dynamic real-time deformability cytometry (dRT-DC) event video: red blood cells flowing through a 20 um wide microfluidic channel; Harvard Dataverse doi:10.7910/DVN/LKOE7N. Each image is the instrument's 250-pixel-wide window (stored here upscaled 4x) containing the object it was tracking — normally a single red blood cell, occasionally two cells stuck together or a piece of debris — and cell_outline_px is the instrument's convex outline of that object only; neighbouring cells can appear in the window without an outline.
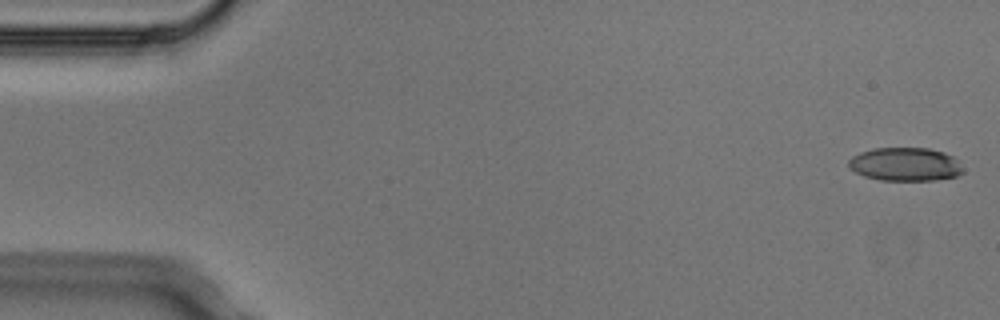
{"species": "Egyptian fruit bat (a non-hibernating species)", "species_latin": "Rousettus aegyptiacus", "temperature_condition": "cold", "stored_images_in_passage": 5, "segment_of_instrument_passage": [1, 2], "camera_frame_rate_fps": 3000, "um_per_image_px": 0.085, "animal": {"sex": "male"}, "frame": {"image": 1, "passage_image": 1, "time_ms": 0.0, "image_size_px": [1000, 320], "cell_outline_px": [[964, 172], [956, 176], [932, 180], [880, 180], [864, 176], [856, 172], [848, 164], [848, 160], [852, 156], [860, 152], [872, 148], [928, 148], [944, 152], [952, 156], [956, 160]], "centroid_in_image_um": [76.92, 13.96], "position_along_channel_um": 8.1, "area_um2": 22.14}}
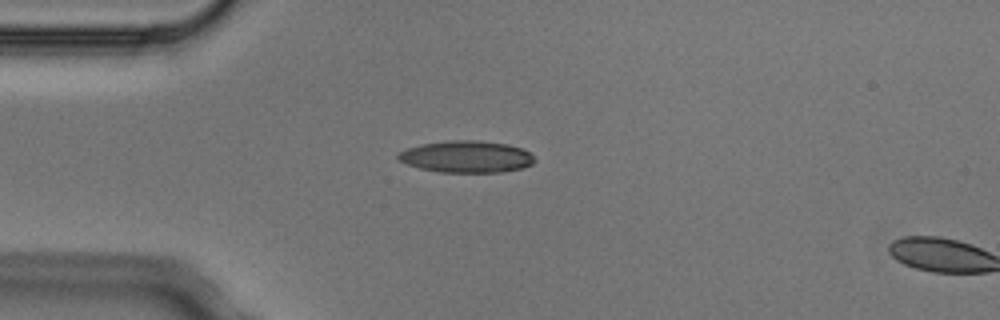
{"frame": {"image": 2, "passage_image": 4, "time_ms": 1.0, "image_size_px": [1000, 320], "cell_outline_px": [[536, 160], [532, 164], [524, 168], [504, 172], [440, 172], [420, 168], [408, 164], [400, 160], [396, 156], [400, 152], [408, 148], [424, 144], [452, 140], [476, 140], [508, 144], [520, 148], [528, 152]], "centroid_in_image_um": [39.69, 13.32], "position_along_channel_um": 45.3, "area_um2": 25.09}}